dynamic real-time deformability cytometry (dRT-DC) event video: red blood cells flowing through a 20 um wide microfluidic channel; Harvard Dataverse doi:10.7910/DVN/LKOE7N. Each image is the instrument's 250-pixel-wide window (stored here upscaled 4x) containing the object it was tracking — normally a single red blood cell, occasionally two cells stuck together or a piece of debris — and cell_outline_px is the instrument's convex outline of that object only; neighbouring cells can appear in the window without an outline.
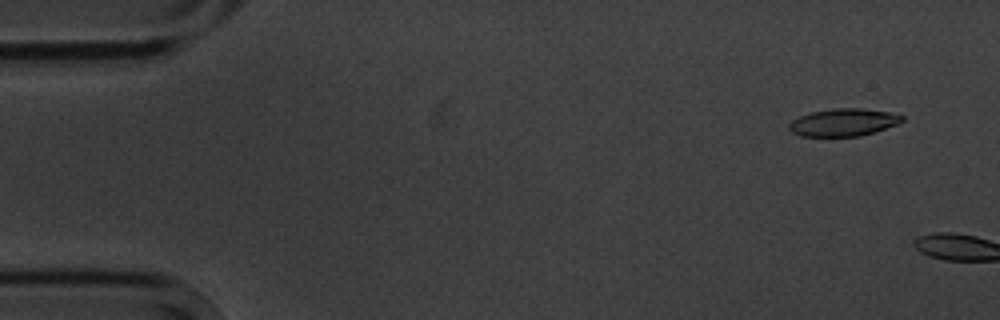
{"species": "common noctule bat (a hibernating species)", "species_latin": "Nyctalus noctula", "temperature_condition": "cold", "stored_images_in_passage": 2, "camera_frame_rate_fps": 3000, "um_per_image_px": 0.085, "animal": {"sex": "male", "body_mass_g": 20.1, "forearm_length_mm": 53.5}, "frame": {"image": 1, "passage_image": 1, "time_ms": 0.0, "image_size_px": [1000, 320], "cell_outline_px": [[904, 120], [900, 124], [876, 132], [860, 136], [800, 136], [792, 132], [788, 128], [788, 124], [792, 120], [800, 116], [812, 112], [836, 108], [860, 108], [888, 112], [904, 116]], "centroid_in_image_um": [71.72, 10.41], "position_along_channel_um": 13.3, "area_um2": 18.21}}